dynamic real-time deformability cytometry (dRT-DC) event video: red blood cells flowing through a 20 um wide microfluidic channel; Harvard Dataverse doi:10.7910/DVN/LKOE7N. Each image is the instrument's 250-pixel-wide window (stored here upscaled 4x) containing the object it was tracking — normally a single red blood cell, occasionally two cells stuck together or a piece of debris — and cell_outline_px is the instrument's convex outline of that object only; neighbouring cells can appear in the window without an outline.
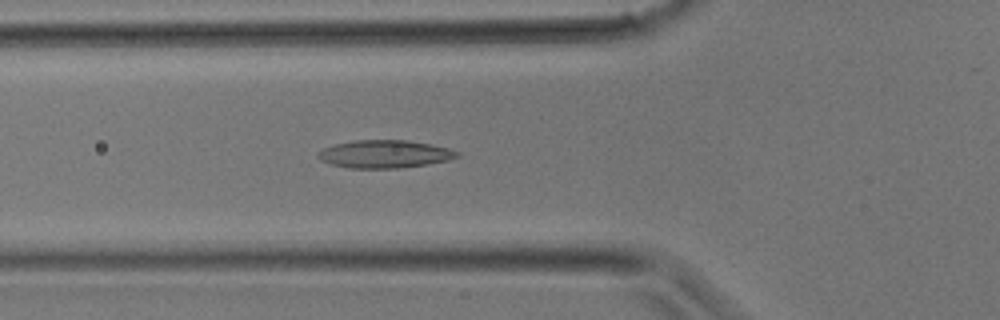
{"species": "common noctule bat (a hibernating species)", "species_latin": "Nyctalus noctula", "temperature_condition": "room temperature", "stored_images_in_passage": 32, "camera_frame_rate_fps": 3000, "um_per_image_px": 0.085, "animal": {"sex": "male", "body_mass_g": 17.9}, "frame": {"image": 1, "passage_image": 10, "time_ms": 3.0, "image_size_px": [1000, 320], "cell_outline_px": [[460, 156], [448, 160], [428, 164], [396, 168], [348, 168], [332, 164], [320, 160], [316, 156], [316, 152], [324, 148], [336, 144], [356, 140], [408, 140], [432, 144], [448, 148], [460, 152]], "centroid_in_image_um": [32.7, 13.09], "position_along_channel_um": 93.1, "area_um2": 22.6}}
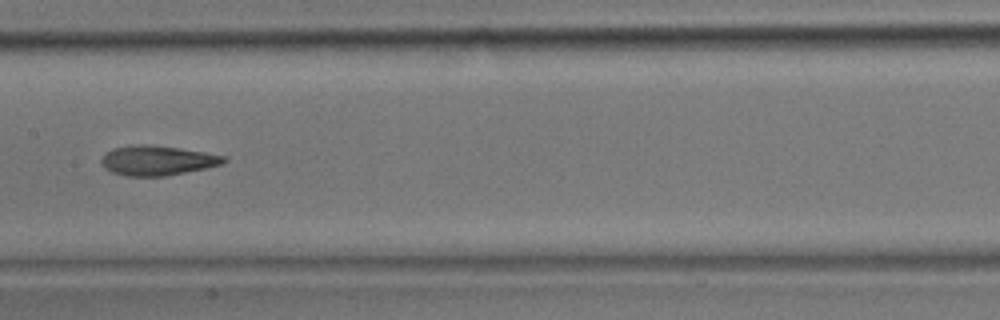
{"frame": {"image": 2, "passage_image": 15, "time_ms": 4.667, "image_size_px": [1000, 320], "cell_outline_px": [[228, 160], [220, 164], [204, 168], [164, 176], [128, 176], [112, 172], [104, 168], [100, 160], [112, 148], [140, 144], [144, 144], [180, 148], [228, 156]], "centroid_in_image_um": [13.38, 13.63], "position_along_channel_um": 194.0, "area_um2": 20.98}}
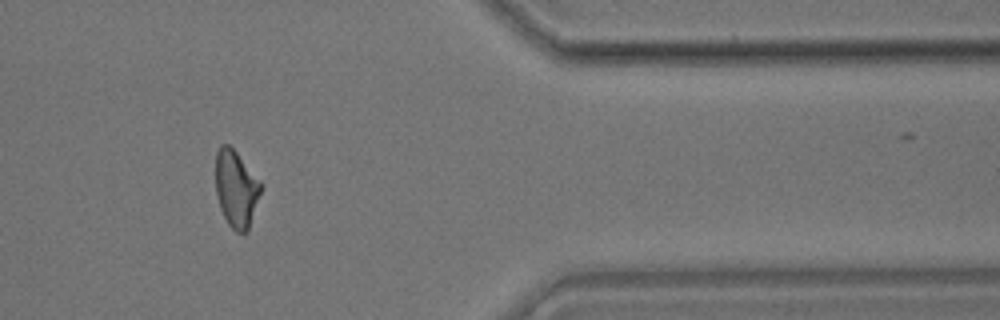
{"frame": {"image": 3, "passage_image": 26, "time_ms": 8.333, "image_size_px": [1000, 320], "cell_outline_px": [[264, 188], [248, 232], [244, 236], [236, 232], [228, 224], [220, 208], [216, 192], [216, 152], [220, 144], [228, 144], [236, 152], [260, 180]], "centroid_in_image_um": [20.11, 16.09], "position_along_channel_um": 391.3, "area_um2": 20.75}}